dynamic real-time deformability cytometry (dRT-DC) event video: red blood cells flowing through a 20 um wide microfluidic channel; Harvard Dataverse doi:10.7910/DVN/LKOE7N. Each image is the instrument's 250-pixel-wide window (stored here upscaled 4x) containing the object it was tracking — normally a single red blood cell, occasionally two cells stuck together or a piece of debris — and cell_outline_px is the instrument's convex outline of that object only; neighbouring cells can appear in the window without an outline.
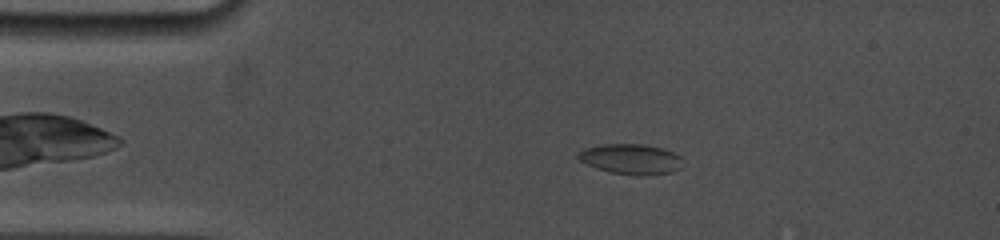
{"species": "common noctule bat (a hibernating species)", "species_latin": "Nyctalus noctula", "temperature_condition": "cold", "stored_images_in_passage": 97, "camera_frame_rate_fps": 5000, "um_per_image_px": 0.085, "animal": {"sex": "female", "body_mass_g": 19.0, "forearm_length_mm": 53.3}, "frame": {"image": 1, "passage_image": 18, "time_ms": 2.8, "image_size_px": [1000, 240], "cell_outline_px": [[680, 168], [672, 172], [648, 176], [612, 172], [596, 168], [580, 160], [576, 156], [584, 148], [604, 144], [644, 144], [660, 148], [672, 152], [680, 156]], "centroid_in_image_um": [53.62, 13.52], "position_along_channel_um": 31.4, "area_um2": 18.15}}
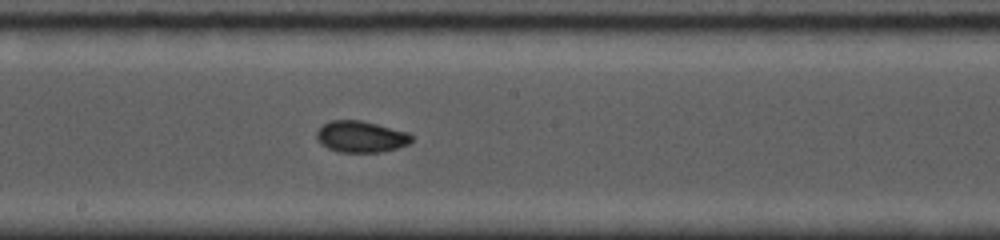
{"frame": {"image": 2, "passage_image": 52, "time_ms": 8.8, "image_size_px": [1000, 240], "cell_outline_px": [[412, 140], [408, 144], [396, 148], [380, 152], [336, 152], [320, 144], [316, 140], [316, 132], [324, 124], [332, 120], [360, 120], [408, 132], [412, 136]], "centroid_in_image_um": [30.64, 11.62], "position_along_channel_um": 217.6, "area_um2": 17.34}}
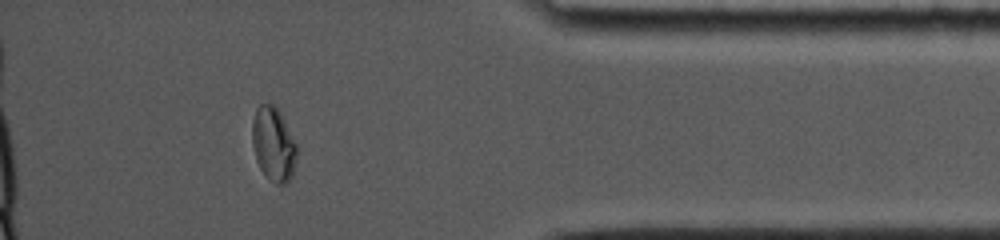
{"frame": {"image": 3, "passage_image": 86, "time_ms": 14.4, "image_size_px": [1000, 240], "cell_outline_px": [[296, 160], [292, 176], [284, 184], [276, 184], [268, 180], [264, 176], [256, 160], [252, 144], [252, 120], [256, 108], [260, 104], [272, 104], [280, 112], [296, 144]], "centroid_in_image_um": [23.22, 12.28], "position_along_channel_um": 412.0, "area_um2": 19.25}, "authors_computed_cell_mechanics": {"area_um2": 17.629, "velocity_mm_per_s": 3.7979, "shape_relaxation_time_tau1_ms": null, "shape_relaxation_time_tau2_ms": 1.21, "deformation_change_tau1": null, "deformation_change_tau2": 0.0391}}